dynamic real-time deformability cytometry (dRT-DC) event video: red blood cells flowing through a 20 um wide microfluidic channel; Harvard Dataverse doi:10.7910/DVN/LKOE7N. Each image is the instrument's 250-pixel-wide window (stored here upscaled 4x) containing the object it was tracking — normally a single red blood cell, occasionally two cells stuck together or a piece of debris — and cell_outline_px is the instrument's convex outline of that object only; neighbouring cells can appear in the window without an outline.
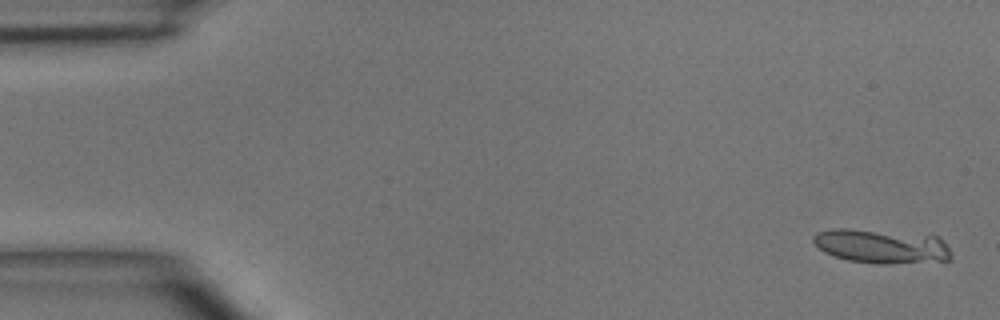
{"species": "common noctule bat (a hibernating species)", "species_latin": "Nyctalus noctula", "temperature_condition": "room temperature", "stored_images_in_passage": 5, "camera_frame_rate_fps": 3000, "um_per_image_px": 0.085, "animal": {"sex": "male", "body_mass_g": 15.6}, "frame": {"image": 1, "passage_image": 1, "time_ms": 0.0, "image_size_px": [1000, 320], "cell_outline_px": [[952, 260], [888, 264], [876, 264], [848, 260], [832, 256], [824, 252], [812, 240], [812, 236], [816, 232], [832, 228], [848, 228], [936, 236], [948, 248], [952, 256]], "centroid_in_image_um": [74.87, 20.94], "position_along_channel_um": 10.1, "area_um2": 27.4}}